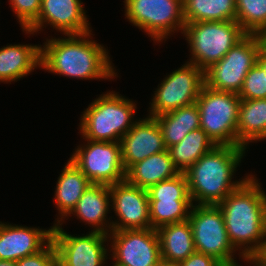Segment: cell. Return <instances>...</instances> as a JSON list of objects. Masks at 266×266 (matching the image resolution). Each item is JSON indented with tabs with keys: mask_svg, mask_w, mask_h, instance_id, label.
Wrapping results in <instances>:
<instances>
[{
	"mask_svg": "<svg viewBox=\"0 0 266 266\" xmlns=\"http://www.w3.org/2000/svg\"><path fill=\"white\" fill-rule=\"evenodd\" d=\"M225 266H242V265L239 264L238 261H236V262H232V263L226 264Z\"/></svg>",
	"mask_w": 266,
	"mask_h": 266,
	"instance_id": "obj_37",
	"label": "cell"
},
{
	"mask_svg": "<svg viewBox=\"0 0 266 266\" xmlns=\"http://www.w3.org/2000/svg\"><path fill=\"white\" fill-rule=\"evenodd\" d=\"M264 44V36L247 34L220 61L205 70V85L213 90L239 94Z\"/></svg>",
	"mask_w": 266,
	"mask_h": 266,
	"instance_id": "obj_8",
	"label": "cell"
},
{
	"mask_svg": "<svg viewBox=\"0 0 266 266\" xmlns=\"http://www.w3.org/2000/svg\"><path fill=\"white\" fill-rule=\"evenodd\" d=\"M54 202L58 210L57 221L63 224L66 217L76 206L84 191L91 184L81 170L69 159L57 178Z\"/></svg>",
	"mask_w": 266,
	"mask_h": 266,
	"instance_id": "obj_20",
	"label": "cell"
},
{
	"mask_svg": "<svg viewBox=\"0 0 266 266\" xmlns=\"http://www.w3.org/2000/svg\"><path fill=\"white\" fill-rule=\"evenodd\" d=\"M179 173L166 149L132 165L126 171L125 180L131 185L148 190L151 186Z\"/></svg>",
	"mask_w": 266,
	"mask_h": 266,
	"instance_id": "obj_21",
	"label": "cell"
},
{
	"mask_svg": "<svg viewBox=\"0 0 266 266\" xmlns=\"http://www.w3.org/2000/svg\"><path fill=\"white\" fill-rule=\"evenodd\" d=\"M110 206L111 195L109 186L90 184L66 218L69 219V217L75 216L77 217L76 219L79 218L84 224L92 226V231L108 235L112 231V221L107 216L110 212Z\"/></svg>",
	"mask_w": 266,
	"mask_h": 266,
	"instance_id": "obj_18",
	"label": "cell"
},
{
	"mask_svg": "<svg viewBox=\"0 0 266 266\" xmlns=\"http://www.w3.org/2000/svg\"><path fill=\"white\" fill-rule=\"evenodd\" d=\"M256 63L264 70L266 73V43L260 49Z\"/></svg>",
	"mask_w": 266,
	"mask_h": 266,
	"instance_id": "obj_34",
	"label": "cell"
},
{
	"mask_svg": "<svg viewBox=\"0 0 266 266\" xmlns=\"http://www.w3.org/2000/svg\"><path fill=\"white\" fill-rule=\"evenodd\" d=\"M51 26L63 35L83 34L92 31L81 0H41V9L37 20L25 34H37Z\"/></svg>",
	"mask_w": 266,
	"mask_h": 266,
	"instance_id": "obj_15",
	"label": "cell"
},
{
	"mask_svg": "<svg viewBox=\"0 0 266 266\" xmlns=\"http://www.w3.org/2000/svg\"><path fill=\"white\" fill-rule=\"evenodd\" d=\"M108 240L109 259L118 266H159L162 262L155 229L112 230Z\"/></svg>",
	"mask_w": 266,
	"mask_h": 266,
	"instance_id": "obj_13",
	"label": "cell"
},
{
	"mask_svg": "<svg viewBox=\"0 0 266 266\" xmlns=\"http://www.w3.org/2000/svg\"><path fill=\"white\" fill-rule=\"evenodd\" d=\"M125 19L144 30L155 42L166 41L175 32L182 34L185 20L183 0H124ZM181 30V31H180Z\"/></svg>",
	"mask_w": 266,
	"mask_h": 266,
	"instance_id": "obj_7",
	"label": "cell"
},
{
	"mask_svg": "<svg viewBox=\"0 0 266 266\" xmlns=\"http://www.w3.org/2000/svg\"><path fill=\"white\" fill-rule=\"evenodd\" d=\"M181 266H222L213 256L195 252L179 263Z\"/></svg>",
	"mask_w": 266,
	"mask_h": 266,
	"instance_id": "obj_33",
	"label": "cell"
},
{
	"mask_svg": "<svg viewBox=\"0 0 266 266\" xmlns=\"http://www.w3.org/2000/svg\"><path fill=\"white\" fill-rule=\"evenodd\" d=\"M255 176L252 174L218 204L239 259L249 257L266 236V193Z\"/></svg>",
	"mask_w": 266,
	"mask_h": 266,
	"instance_id": "obj_2",
	"label": "cell"
},
{
	"mask_svg": "<svg viewBox=\"0 0 266 266\" xmlns=\"http://www.w3.org/2000/svg\"><path fill=\"white\" fill-rule=\"evenodd\" d=\"M238 96L241 100L266 99V73L257 63L246 75Z\"/></svg>",
	"mask_w": 266,
	"mask_h": 266,
	"instance_id": "obj_30",
	"label": "cell"
},
{
	"mask_svg": "<svg viewBox=\"0 0 266 266\" xmlns=\"http://www.w3.org/2000/svg\"><path fill=\"white\" fill-rule=\"evenodd\" d=\"M263 141V140H266V132H265V134H264V136L259 140V141Z\"/></svg>",
	"mask_w": 266,
	"mask_h": 266,
	"instance_id": "obj_38",
	"label": "cell"
},
{
	"mask_svg": "<svg viewBox=\"0 0 266 266\" xmlns=\"http://www.w3.org/2000/svg\"><path fill=\"white\" fill-rule=\"evenodd\" d=\"M192 205L191 199H149L152 229L188 220Z\"/></svg>",
	"mask_w": 266,
	"mask_h": 266,
	"instance_id": "obj_27",
	"label": "cell"
},
{
	"mask_svg": "<svg viewBox=\"0 0 266 266\" xmlns=\"http://www.w3.org/2000/svg\"><path fill=\"white\" fill-rule=\"evenodd\" d=\"M149 199H191L185 173L163 180L148 190Z\"/></svg>",
	"mask_w": 266,
	"mask_h": 266,
	"instance_id": "obj_29",
	"label": "cell"
},
{
	"mask_svg": "<svg viewBox=\"0 0 266 266\" xmlns=\"http://www.w3.org/2000/svg\"><path fill=\"white\" fill-rule=\"evenodd\" d=\"M215 143L202 128L189 132L178 144L168 148L170 158L180 173H185L201 156L209 152Z\"/></svg>",
	"mask_w": 266,
	"mask_h": 266,
	"instance_id": "obj_25",
	"label": "cell"
},
{
	"mask_svg": "<svg viewBox=\"0 0 266 266\" xmlns=\"http://www.w3.org/2000/svg\"><path fill=\"white\" fill-rule=\"evenodd\" d=\"M84 140L87 144L77 146L69 159L90 183L110 186L125 181L120 142Z\"/></svg>",
	"mask_w": 266,
	"mask_h": 266,
	"instance_id": "obj_11",
	"label": "cell"
},
{
	"mask_svg": "<svg viewBox=\"0 0 266 266\" xmlns=\"http://www.w3.org/2000/svg\"><path fill=\"white\" fill-rule=\"evenodd\" d=\"M266 132V99L241 100L237 123V146L248 149Z\"/></svg>",
	"mask_w": 266,
	"mask_h": 266,
	"instance_id": "obj_24",
	"label": "cell"
},
{
	"mask_svg": "<svg viewBox=\"0 0 266 266\" xmlns=\"http://www.w3.org/2000/svg\"><path fill=\"white\" fill-rule=\"evenodd\" d=\"M137 104L119 92L108 91L96 97L82 114L79 131L82 139L120 142L138 121Z\"/></svg>",
	"mask_w": 266,
	"mask_h": 266,
	"instance_id": "obj_4",
	"label": "cell"
},
{
	"mask_svg": "<svg viewBox=\"0 0 266 266\" xmlns=\"http://www.w3.org/2000/svg\"><path fill=\"white\" fill-rule=\"evenodd\" d=\"M0 266H16V262L9 260H0Z\"/></svg>",
	"mask_w": 266,
	"mask_h": 266,
	"instance_id": "obj_35",
	"label": "cell"
},
{
	"mask_svg": "<svg viewBox=\"0 0 266 266\" xmlns=\"http://www.w3.org/2000/svg\"><path fill=\"white\" fill-rule=\"evenodd\" d=\"M22 29H28L38 18L41 0H9Z\"/></svg>",
	"mask_w": 266,
	"mask_h": 266,
	"instance_id": "obj_31",
	"label": "cell"
},
{
	"mask_svg": "<svg viewBox=\"0 0 266 266\" xmlns=\"http://www.w3.org/2000/svg\"><path fill=\"white\" fill-rule=\"evenodd\" d=\"M87 233L75 236L67 233L62 228V224L52 226L51 241L54 243L57 263L60 266H104L106 264L110 256L108 235L92 230Z\"/></svg>",
	"mask_w": 266,
	"mask_h": 266,
	"instance_id": "obj_12",
	"label": "cell"
},
{
	"mask_svg": "<svg viewBox=\"0 0 266 266\" xmlns=\"http://www.w3.org/2000/svg\"><path fill=\"white\" fill-rule=\"evenodd\" d=\"M56 264L57 252L52 241L38 253L16 261V266H55Z\"/></svg>",
	"mask_w": 266,
	"mask_h": 266,
	"instance_id": "obj_32",
	"label": "cell"
},
{
	"mask_svg": "<svg viewBox=\"0 0 266 266\" xmlns=\"http://www.w3.org/2000/svg\"><path fill=\"white\" fill-rule=\"evenodd\" d=\"M188 221L196 252L213 256L222 265L237 261L235 253L238 251L229 240L218 205L193 204Z\"/></svg>",
	"mask_w": 266,
	"mask_h": 266,
	"instance_id": "obj_9",
	"label": "cell"
},
{
	"mask_svg": "<svg viewBox=\"0 0 266 266\" xmlns=\"http://www.w3.org/2000/svg\"><path fill=\"white\" fill-rule=\"evenodd\" d=\"M159 266H181L179 263H165L161 262Z\"/></svg>",
	"mask_w": 266,
	"mask_h": 266,
	"instance_id": "obj_36",
	"label": "cell"
},
{
	"mask_svg": "<svg viewBox=\"0 0 266 266\" xmlns=\"http://www.w3.org/2000/svg\"><path fill=\"white\" fill-rule=\"evenodd\" d=\"M154 118L161 128L166 149L178 144L192 130L200 128V112L196 102Z\"/></svg>",
	"mask_w": 266,
	"mask_h": 266,
	"instance_id": "obj_23",
	"label": "cell"
},
{
	"mask_svg": "<svg viewBox=\"0 0 266 266\" xmlns=\"http://www.w3.org/2000/svg\"><path fill=\"white\" fill-rule=\"evenodd\" d=\"M240 102L241 99L236 93L203 86L196 100L200 112V128L215 145L237 146Z\"/></svg>",
	"mask_w": 266,
	"mask_h": 266,
	"instance_id": "obj_6",
	"label": "cell"
},
{
	"mask_svg": "<svg viewBox=\"0 0 266 266\" xmlns=\"http://www.w3.org/2000/svg\"><path fill=\"white\" fill-rule=\"evenodd\" d=\"M122 164L127 171L145 158L166 150L161 128L154 117L139 118L121 138Z\"/></svg>",
	"mask_w": 266,
	"mask_h": 266,
	"instance_id": "obj_16",
	"label": "cell"
},
{
	"mask_svg": "<svg viewBox=\"0 0 266 266\" xmlns=\"http://www.w3.org/2000/svg\"><path fill=\"white\" fill-rule=\"evenodd\" d=\"M204 85L205 71L186 61L157 86L149 103L148 116H159L195 103Z\"/></svg>",
	"mask_w": 266,
	"mask_h": 266,
	"instance_id": "obj_10",
	"label": "cell"
},
{
	"mask_svg": "<svg viewBox=\"0 0 266 266\" xmlns=\"http://www.w3.org/2000/svg\"><path fill=\"white\" fill-rule=\"evenodd\" d=\"M41 68V45L7 44L0 48V82L20 81Z\"/></svg>",
	"mask_w": 266,
	"mask_h": 266,
	"instance_id": "obj_19",
	"label": "cell"
},
{
	"mask_svg": "<svg viewBox=\"0 0 266 266\" xmlns=\"http://www.w3.org/2000/svg\"><path fill=\"white\" fill-rule=\"evenodd\" d=\"M51 235L52 226L42 229L0 221V260L16 262L36 254L51 241Z\"/></svg>",
	"mask_w": 266,
	"mask_h": 266,
	"instance_id": "obj_17",
	"label": "cell"
},
{
	"mask_svg": "<svg viewBox=\"0 0 266 266\" xmlns=\"http://www.w3.org/2000/svg\"><path fill=\"white\" fill-rule=\"evenodd\" d=\"M245 152L246 148L240 146L215 145L201 156L185 172L192 204L218 205L239 188L252 175L234 181Z\"/></svg>",
	"mask_w": 266,
	"mask_h": 266,
	"instance_id": "obj_3",
	"label": "cell"
},
{
	"mask_svg": "<svg viewBox=\"0 0 266 266\" xmlns=\"http://www.w3.org/2000/svg\"><path fill=\"white\" fill-rule=\"evenodd\" d=\"M91 32L46 38L44 45H41V69L82 80L117 78L109 50L92 40L91 35L95 34Z\"/></svg>",
	"mask_w": 266,
	"mask_h": 266,
	"instance_id": "obj_1",
	"label": "cell"
},
{
	"mask_svg": "<svg viewBox=\"0 0 266 266\" xmlns=\"http://www.w3.org/2000/svg\"><path fill=\"white\" fill-rule=\"evenodd\" d=\"M183 36L187 40L190 63L202 70L220 61L247 33L236 21H200L185 23Z\"/></svg>",
	"mask_w": 266,
	"mask_h": 266,
	"instance_id": "obj_5",
	"label": "cell"
},
{
	"mask_svg": "<svg viewBox=\"0 0 266 266\" xmlns=\"http://www.w3.org/2000/svg\"><path fill=\"white\" fill-rule=\"evenodd\" d=\"M185 23L235 21L236 0H183Z\"/></svg>",
	"mask_w": 266,
	"mask_h": 266,
	"instance_id": "obj_26",
	"label": "cell"
},
{
	"mask_svg": "<svg viewBox=\"0 0 266 266\" xmlns=\"http://www.w3.org/2000/svg\"><path fill=\"white\" fill-rule=\"evenodd\" d=\"M235 21L247 34H266V0H236Z\"/></svg>",
	"mask_w": 266,
	"mask_h": 266,
	"instance_id": "obj_28",
	"label": "cell"
},
{
	"mask_svg": "<svg viewBox=\"0 0 266 266\" xmlns=\"http://www.w3.org/2000/svg\"><path fill=\"white\" fill-rule=\"evenodd\" d=\"M111 209L117 216L112 220V230L149 229V196L145 189L131 185L126 180L109 186Z\"/></svg>",
	"mask_w": 266,
	"mask_h": 266,
	"instance_id": "obj_14",
	"label": "cell"
},
{
	"mask_svg": "<svg viewBox=\"0 0 266 266\" xmlns=\"http://www.w3.org/2000/svg\"><path fill=\"white\" fill-rule=\"evenodd\" d=\"M156 231L160 242L162 262L180 263L196 252L188 220L164 225Z\"/></svg>",
	"mask_w": 266,
	"mask_h": 266,
	"instance_id": "obj_22",
	"label": "cell"
}]
</instances>
